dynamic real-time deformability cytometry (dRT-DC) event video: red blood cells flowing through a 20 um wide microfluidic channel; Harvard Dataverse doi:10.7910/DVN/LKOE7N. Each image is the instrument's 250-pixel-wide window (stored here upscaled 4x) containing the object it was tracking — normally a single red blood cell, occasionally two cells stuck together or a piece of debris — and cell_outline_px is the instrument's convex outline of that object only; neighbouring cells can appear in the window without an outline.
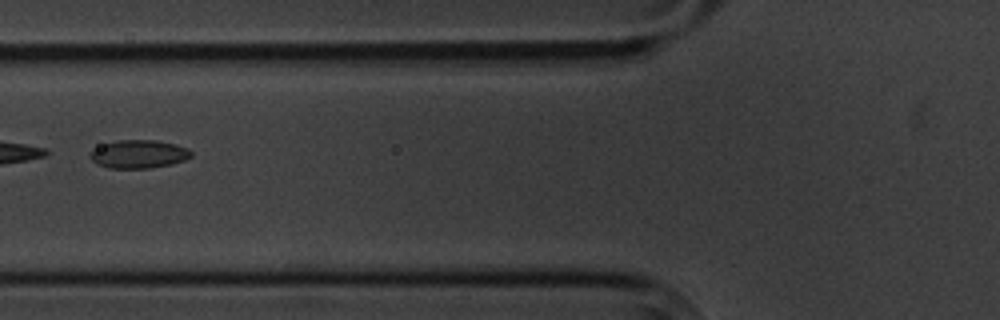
{"species": "common noctule bat (a hibernating species)", "species_latin": "Nyctalus noctula", "temperature_condition": "cold", "stored_images_in_passage": 8, "camera_frame_rate_fps": 3000, "um_per_image_px": 0.085, "animal": {"sex": "male", "body_mass_g": 20.1, "forearm_length_mm": 53.5}, "frame": {"image": 1, "passage_image": 4, "time_ms": 3.667, "image_size_px": [1000, 320], "cell_outline_px": [[192, 156], [184, 160], [172, 164], [152, 168], [108, 168], [96, 164], [88, 156], [96, 148], [104, 144], [116, 140], [156, 140], [176, 144], [188, 148], [192, 152]], "centroid_in_image_um": [11.81, 13.1], "position_along_channel_um": 114.0, "area_um2": 16.7}}
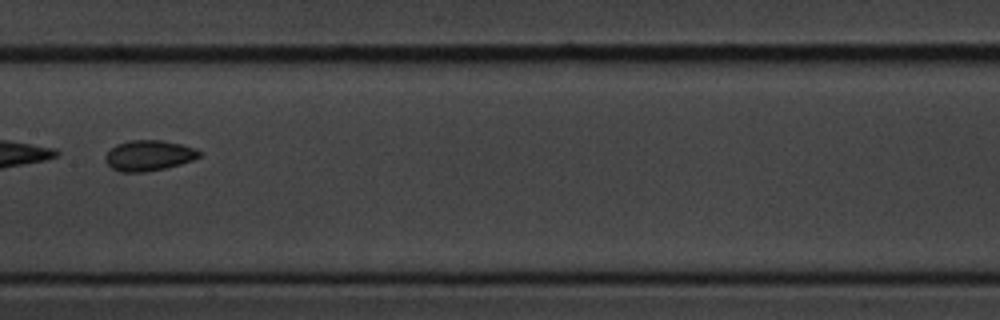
{"frame": {"image": 2, "passage_image": 6, "time_ms": 6.0, "image_size_px": [1000, 320], "cell_outline_px": [[200, 156], [192, 160], [180, 164], [164, 168], [144, 172], [120, 172], [112, 168], [104, 160], [104, 156], [108, 148], [116, 144], [128, 140], [160, 140], [180, 144], [196, 148], [200, 152]], "centroid_in_image_um": [12.59, 13.21], "position_along_channel_um": 194.8, "area_um2": 16.82}}